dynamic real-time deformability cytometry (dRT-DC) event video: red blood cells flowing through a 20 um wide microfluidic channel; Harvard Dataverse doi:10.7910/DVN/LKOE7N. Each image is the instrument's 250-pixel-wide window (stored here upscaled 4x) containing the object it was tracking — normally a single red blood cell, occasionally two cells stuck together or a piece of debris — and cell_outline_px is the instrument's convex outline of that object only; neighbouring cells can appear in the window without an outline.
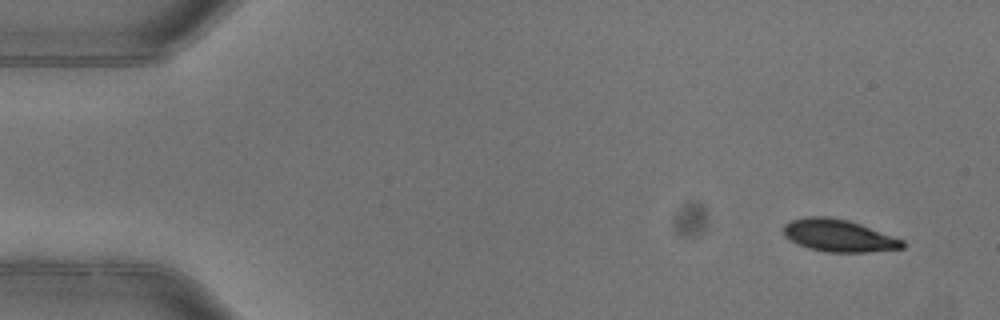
{"species": "common noctule bat (a hibernating species)", "species_latin": "Nyctalus noctula", "temperature_condition": "warm", "stored_images_in_passage": 4, "camera_frame_rate_fps": 3000, "um_per_image_px": 0.085, "animal": {"sex": "female"}, "frame": {"image": 1, "passage_image": 1, "time_ms": 0.0, "image_size_px": [1000, 320], "cell_outline_px": [[904, 248], [864, 252], [824, 252], [808, 248], [796, 244], [788, 240], [784, 236], [784, 224], [792, 220], [808, 216], [828, 216], [848, 220], [860, 224], [904, 240]], "centroid_in_image_um": [71.25, 20.03], "position_along_channel_um": 13.8, "area_um2": 22.43}}
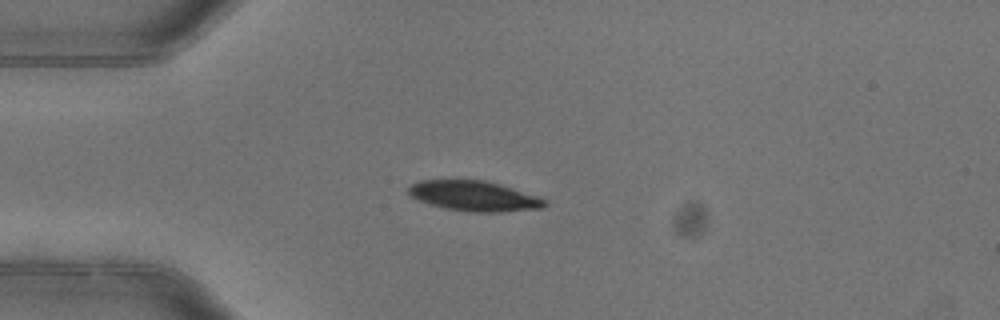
{"frame": {"image": 2, "passage_image": 4, "time_ms": 1.0, "image_size_px": [1000, 320], "cell_outline_px": [[548, 204], [544, 208], [500, 212], [468, 212], [444, 208], [428, 204], [408, 196], [408, 188], [412, 184], [420, 180], [484, 180], [500, 184], [548, 200]], "centroid_in_image_um": [40.28, 16.67], "position_along_channel_um": 44.7, "area_um2": 24.1}}